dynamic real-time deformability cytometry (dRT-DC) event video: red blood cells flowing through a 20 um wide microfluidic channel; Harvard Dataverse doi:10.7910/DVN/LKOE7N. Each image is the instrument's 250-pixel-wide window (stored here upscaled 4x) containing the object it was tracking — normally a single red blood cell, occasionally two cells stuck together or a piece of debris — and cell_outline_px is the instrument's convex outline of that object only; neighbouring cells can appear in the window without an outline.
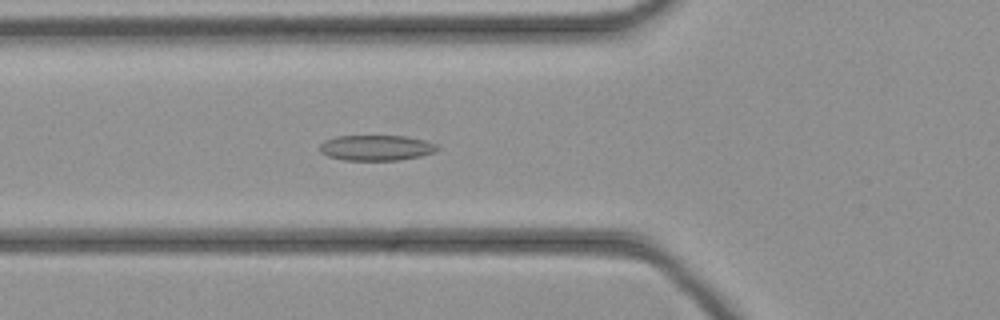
{"species": "common noctule bat (a hibernating species)", "species_latin": "Nyctalus noctula", "temperature_condition": "cold", "stored_images_in_passage": 33, "camera_frame_rate_fps": 3000, "um_per_image_px": 0.085, "animal": {"sex": "female", "body_mass_g": 21.9}, "frame": {"image": 1, "passage_image": 8, "time_ms": 2.333, "image_size_px": [1000, 320], "cell_outline_px": [[440, 148], [436, 152], [420, 156], [400, 160], [344, 160], [328, 156], [320, 152], [320, 144], [324, 140], [336, 136], [404, 136], [424, 140], [436, 144]], "centroid_in_image_um": [31.99, 12.56], "position_along_channel_um": 93.8, "area_um2": 17.51}}
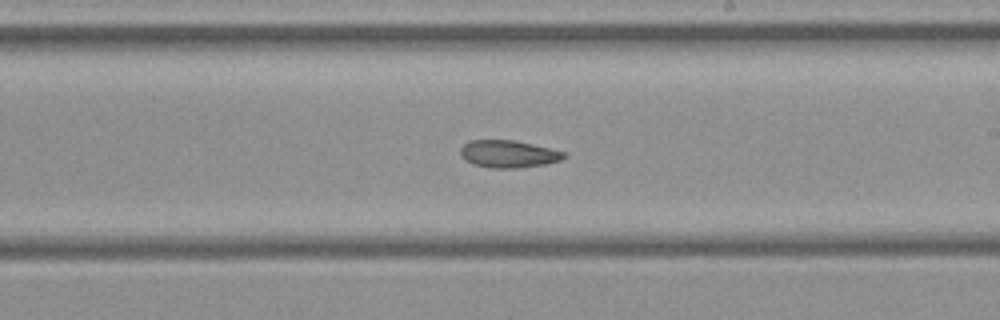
{"frame": {"image": 2, "passage_image": 18, "time_ms": 5.667, "image_size_px": [1000, 320], "cell_outline_px": [[568, 156], [560, 160], [544, 164], [516, 168], [492, 168], [472, 164], [464, 160], [460, 156], [460, 148], [468, 140], [512, 140], [532, 144], [568, 152]], "centroid_in_image_um": [43.2, 13.08], "position_along_channel_um": 245.8, "area_um2": 16.65}}
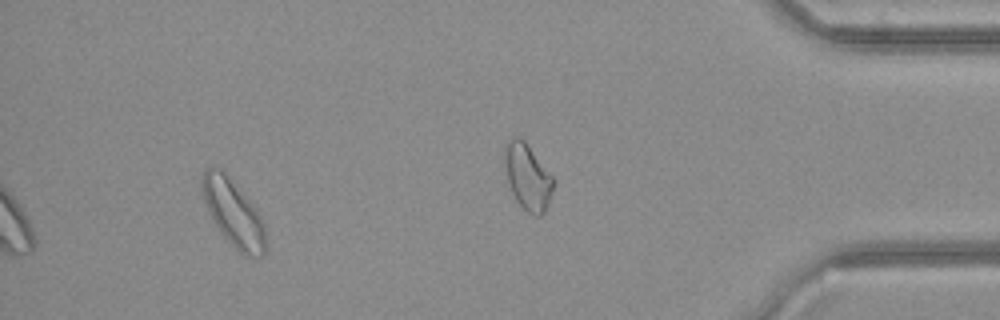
{"frame": {"image": 3, "passage_image": 29, "time_ms": 9.333, "image_size_px": [1000, 320], "cell_outline_px": [[268, 248], [260, 256], [244, 256], [224, 236], [212, 220], [208, 212], [200, 192], [200, 176], [204, 168], [220, 168], [224, 172], [252, 204], [260, 216], [264, 224], [268, 244]], "centroid_in_image_um": [19.81, 18.1], "position_along_channel_um": 415.4, "area_um2": 24.8}}